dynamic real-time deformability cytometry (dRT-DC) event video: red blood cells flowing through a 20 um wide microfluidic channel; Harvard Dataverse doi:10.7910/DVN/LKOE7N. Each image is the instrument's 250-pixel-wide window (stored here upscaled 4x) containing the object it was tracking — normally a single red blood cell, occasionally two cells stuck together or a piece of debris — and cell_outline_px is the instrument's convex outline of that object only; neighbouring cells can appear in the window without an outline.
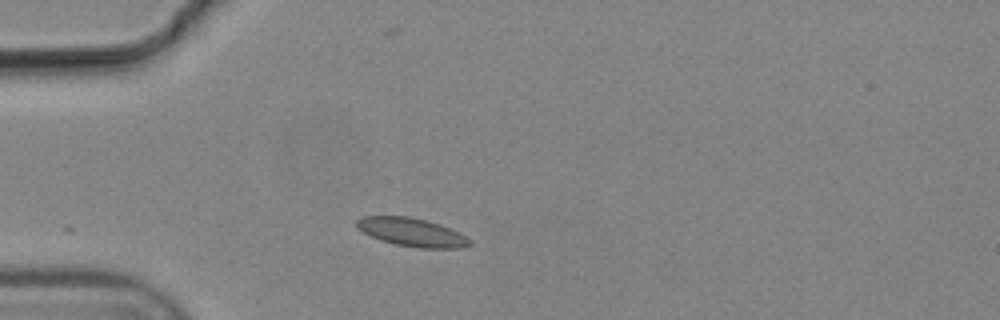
{"species": "common noctule bat (a hibernating species)", "species_latin": "Nyctalus noctula", "temperature_condition": "cold", "stored_images_in_passage": 2, "camera_frame_rate_fps": 3000, "um_per_image_px": 0.085, "animal": {"sex": "male", "body_mass_g": 19.2, "forearm_length_mm": 51.8}, "frame": {"image": 1, "passage_image": 2, "time_ms": 0.333, "image_size_px": [1000, 320], "cell_outline_px": [[472, 244], [460, 248], [420, 248], [396, 244], [380, 240], [364, 232], [356, 224], [356, 220], [364, 216], [408, 216], [440, 224], [472, 240]], "centroid_in_image_um": [35.01, 19.74], "position_along_channel_um": 50.0, "area_um2": 18.32}}